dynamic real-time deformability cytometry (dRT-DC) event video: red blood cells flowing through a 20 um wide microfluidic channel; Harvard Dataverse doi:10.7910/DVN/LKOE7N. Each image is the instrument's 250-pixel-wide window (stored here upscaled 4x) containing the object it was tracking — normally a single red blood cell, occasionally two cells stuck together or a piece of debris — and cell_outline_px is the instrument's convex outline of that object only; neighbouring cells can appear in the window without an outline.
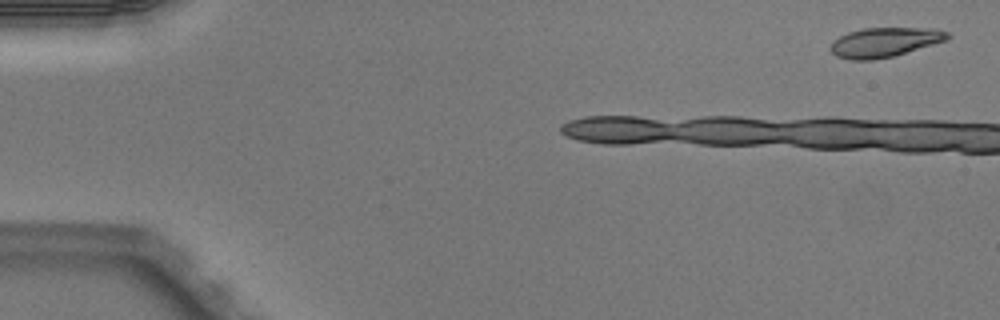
{"species": "Egyptian fruit bat (a non-hibernating species)", "species_latin": "Rousettus aegyptiacus", "temperature_condition": "warm", "stored_images_in_passage": 3, "camera_frame_rate_fps": 3000, "um_per_image_px": 0.085, "animal": {"sex": "male"}, "frame": {"image": 1, "passage_image": 1, "time_ms": 0.0, "image_size_px": [1000, 320], "cell_outline_px": [[952, 36], [948, 40], [892, 56], [872, 60], [852, 60], [836, 56], [828, 48], [832, 40], [848, 32], [864, 28], [936, 28], [948, 32]], "centroid_in_image_um": [75.19, 3.58], "position_along_channel_um": 9.8, "area_um2": 20.23}}